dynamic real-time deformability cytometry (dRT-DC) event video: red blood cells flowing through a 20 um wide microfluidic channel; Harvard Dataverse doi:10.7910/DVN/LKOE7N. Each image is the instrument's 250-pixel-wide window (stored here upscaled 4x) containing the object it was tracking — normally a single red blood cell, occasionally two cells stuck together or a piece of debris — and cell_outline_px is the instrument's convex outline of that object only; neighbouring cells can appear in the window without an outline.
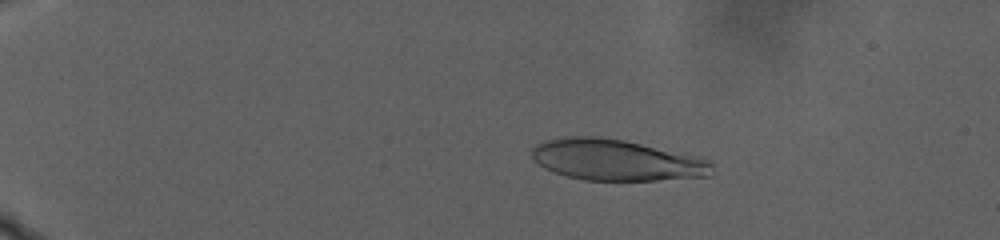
{"species": "human", "species_latin": "Homo sapiens", "temperature_condition": "warm", "stored_images_in_passage": 109, "camera_frame_rate_fps": 3000, "um_per_image_px": 0.085, "donor": {"sex": "male"}, "frame": {"image": 1, "passage_image": 24, "time_ms": 7.667, "image_size_px": [1000, 240], "cell_outline_px": [[712, 176], [656, 180], [584, 180], [564, 176], [544, 168], [532, 160], [532, 148], [536, 144], [544, 140], [560, 136], [596, 136], [624, 140], [704, 156], [712, 160]], "centroid_in_image_um": [52.42, 13.59], "position_along_channel_um": 32.6, "area_um2": 44.1}}
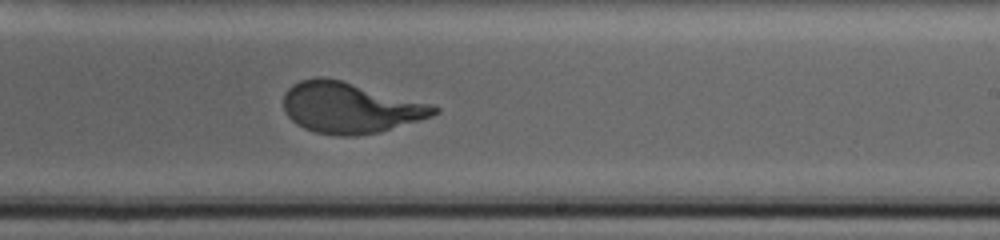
{"frame": {"image": 2, "passage_image": 73, "time_ms": 24.0, "image_size_px": [1000, 240], "cell_outline_px": [[440, 112], [432, 116], [420, 120], [380, 132], [356, 136], [336, 136], [316, 132], [304, 128], [296, 124], [284, 112], [284, 92], [292, 84], [300, 80], [316, 76], [324, 76], [340, 80], [432, 104], [440, 108]], "centroid_in_image_um": [29.74, 9.16], "position_along_channel_um": 259.3, "area_um2": 44.74}}
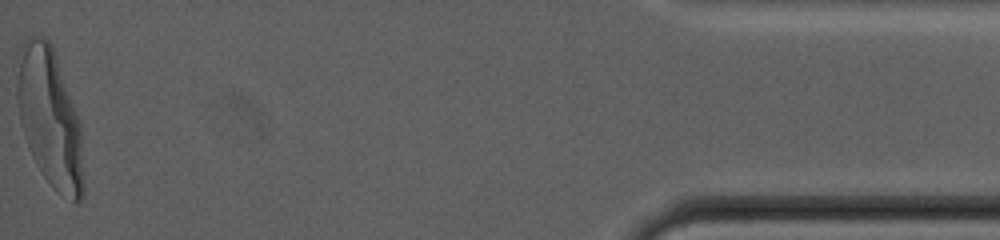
{"frame": {"image": 3, "passage_image": 109, "time_ms": 36.0, "image_size_px": [1000, 240], "cell_outline_px": [[84, 192], [80, 204], [76, 204], [56, 192], [44, 176], [36, 164], [28, 148], [24, 136], [20, 120], [16, 92], [16, 84], [20, 48], [24, 40], [28, 36], [44, 36], [52, 44], [80, 120], [84, 184]], "centroid_in_image_um": [4.24, 10.04], "position_along_channel_um": 431.0, "area_um2": 54.16}}